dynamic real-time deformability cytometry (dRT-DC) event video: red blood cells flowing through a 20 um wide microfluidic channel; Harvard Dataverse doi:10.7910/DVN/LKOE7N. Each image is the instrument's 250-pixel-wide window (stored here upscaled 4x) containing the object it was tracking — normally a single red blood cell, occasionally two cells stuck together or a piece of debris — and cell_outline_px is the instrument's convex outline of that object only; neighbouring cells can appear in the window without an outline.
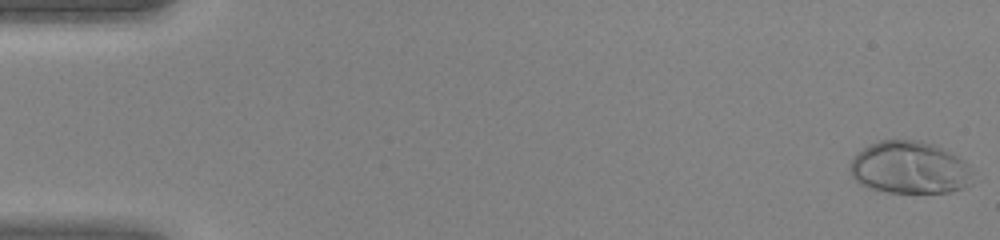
{"species": "human", "species_latin": "Homo sapiens", "temperature_condition": "warm", "stored_images_in_passage": 45, "camera_frame_rate_fps": 3000, "um_per_image_px": 0.085, "donor": {"sex": "female"}, "frame": {"image": 1, "passage_image": 1, "time_ms": 0.0, "image_size_px": [1000, 240], "cell_outline_px": [[972, 184], [952, 192], [888, 192], [872, 188], [860, 184], [852, 176], [848, 168], [856, 152], [880, 140], [920, 140], [936, 144], [964, 160], [968, 164], [972, 172]], "centroid_in_image_um": [77.33, 14.24], "position_along_channel_um": 7.7, "area_um2": 37.69}}
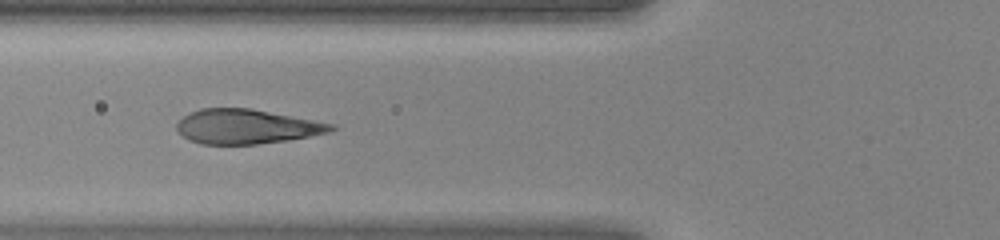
{"frame": {"image": 2, "passage_image": 18, "time_ms": 5.667, "image_size_px": [1000, 240], "cell_outline_px": [[336, 128], [332, 132], [288, 140], [256, 144], [200, 144], [188, 140], [176, 128], [176, 124], [184, 116], [200, 108], [252, 108], [336, 124]], "centroid_in_image_um": [20.99, 10.75], "position_along_channel_um": 104.8, "area_um2": 31.15}}
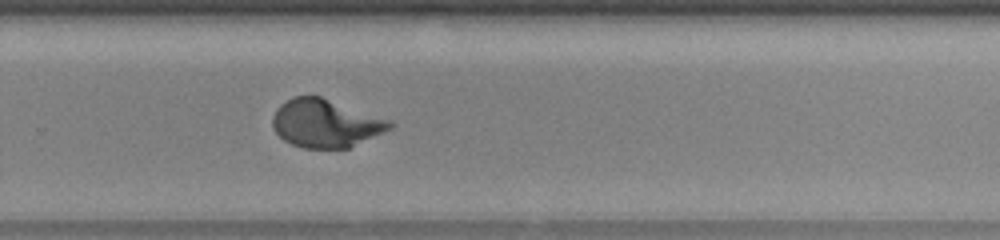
{"frame": {"image": 3, "passage_image": 31, "time_ms": 10.0, "image_size_px": [1000, 240], "cell_outline_px": [[396, 124], [392, 128], [348, 148], [304, 148], [292, 144], [284, 140], [272, 128], [272, 116], [276, 108], [280, 104], [292, 96], [320, 96], [392, 120]], "centroid_in_image_um": [27.67, 10.47], "position_along_channel_um": 302.1, "area_um2": 32.95}}